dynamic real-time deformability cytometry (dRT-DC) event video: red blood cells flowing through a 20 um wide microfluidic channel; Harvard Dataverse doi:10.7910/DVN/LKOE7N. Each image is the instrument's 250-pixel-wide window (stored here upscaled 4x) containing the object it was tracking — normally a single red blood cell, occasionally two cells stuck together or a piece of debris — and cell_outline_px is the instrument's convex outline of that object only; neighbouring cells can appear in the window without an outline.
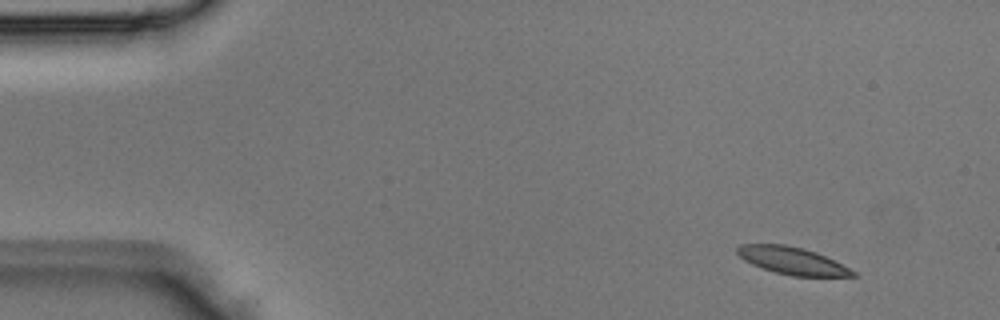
{"species": "Egyptian fruit bat (a non-hibernating species)", "species_latin": "Rousettus aegyptiacus", "temperature_condition": "room temperature", "stored_images_in_passage": 3, "camera_frame_rate_fps": 3000, "um_per_image_px": 0.085, "animal": {"sex": "male"}, "frame": {"image": 1, "passage_image": 1, "time_ms": 0.0, "image_size_px": [1000, 320], "cell_outline_px": [[856, 276], [792, 276], [776, 272], [752, 264], [744, 260], [736, 252], [736, 248], [740, 244], [784, 244], [804, 248], [816, 252], [856, 272]], "centroid_in_image_um": [67.3, 22.15], "position_along_channel_um": 17.7, "area_um2": 18.09}}